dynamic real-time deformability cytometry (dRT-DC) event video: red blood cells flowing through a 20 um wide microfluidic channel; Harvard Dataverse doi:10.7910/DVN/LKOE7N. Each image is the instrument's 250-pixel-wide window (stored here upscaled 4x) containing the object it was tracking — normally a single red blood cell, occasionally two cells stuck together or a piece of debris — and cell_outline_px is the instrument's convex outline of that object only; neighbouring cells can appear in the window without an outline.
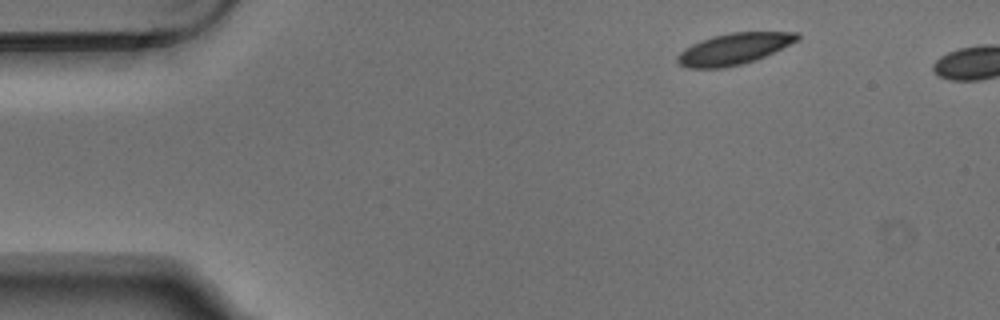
{"species": "Egyptian fruit bat (a non-hibernating species)", "species_latin": "Rousettus aegyptiacus", "temperature_condition": "warm", "stored_images_in_passage": 2, "camera_frame_rate_fps": 3000, "um_per_image_px": 0.085, "animal": {"sex": "male"}, "frame": {"image": 1, "passage_image": 1, "time_ms": 0.0, "image_size_px": [1000, 320], "cell_outline_px": [[800, 40], [756, 60], [724, 68], [688, 68], [680, 64], [676, 60], [676, 56], [684, 48], [700, 40], [712, 36], [732, 32], [800, 32]], "centroid_in_image_um": [62.39, 4.15], "position_along_channel_um": 22.6, "area_um2": 21.96}}